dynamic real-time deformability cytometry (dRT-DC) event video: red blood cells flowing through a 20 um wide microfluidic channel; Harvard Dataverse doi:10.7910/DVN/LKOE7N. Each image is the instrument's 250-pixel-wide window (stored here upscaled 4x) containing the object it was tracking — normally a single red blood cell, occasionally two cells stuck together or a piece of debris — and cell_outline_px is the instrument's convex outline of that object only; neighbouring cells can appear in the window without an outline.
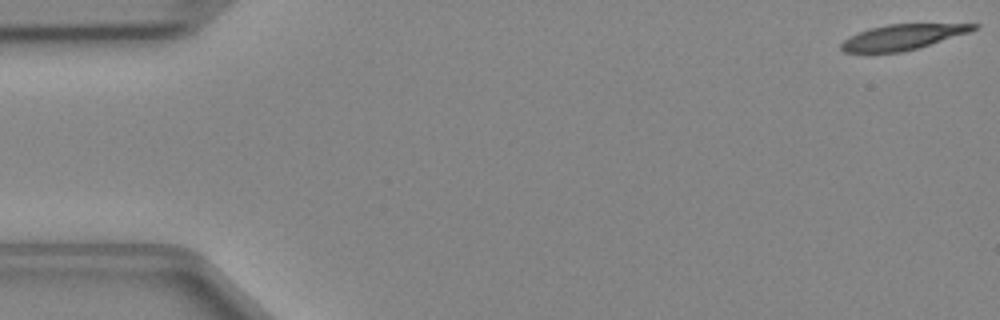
{"species": "Egyptian fruit bat (a non-hibernating species)", "species_latin": "Rousettus aegyptiacus", "temperature_condition": "cold", "stored_images_in_passage": 47, "camera_frame_rate_fps": 3000, "um_per_image_px": 0.085, "animal": {"sex": "female"}, "frame": {"image": 1, "passage_image": 1, "time_ms": 0.0, "image_size_px": [1000, 320], "cell_outline_px": [[980, 24], [976, 28], [968, 32], [916, 48], [900, 52], [844, 52], [840, 48], [840, 44], [848, 36], [856, 32], [868, 28], [888, 24]], "centroid_in_image_um": [76.61, 3.14], "position_along_channel_um": 8.4, "area_um2": 19.19}}
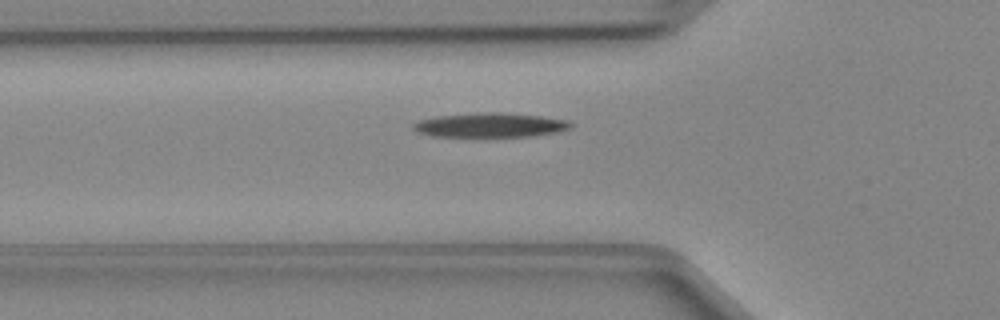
{"frame": {"image": 2, "passage_image": 16, "time_ms": 5.0, "image_size_px": [1000, 320], "cell_outline_px": [[572, 128], [560, 132], [536, 136], [432, 136], [416, 132], [412, 128], [412, 124], [420, 120], [436, 116], [476, 112], [500, 112], [540, 116], [568, 120], [572, 124]], "centroid_in_image_um": [41.69, 10.63], "position_along_channel_um": 84.1, "area_um2": 22.54}}
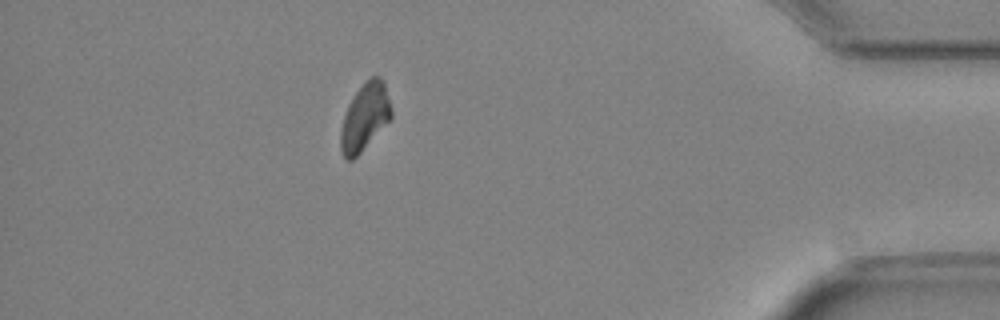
{"frame": {"image": 3, "passage_image": 42, "time_ms": 13.667, "image_size_px": [1000, 320], "cell_outline_px": [[392, 120], [352, 160], [344, 160], [340, 152], [340, 132], [344, 116], [348, 104], [356, 92], [372, 76], [380, 76], [384, 80], [392, 108]], "centroid_in_image_um": [31.03, 9.97], "position_along_channel_um": 404.2, "area_um2": 20.0}}